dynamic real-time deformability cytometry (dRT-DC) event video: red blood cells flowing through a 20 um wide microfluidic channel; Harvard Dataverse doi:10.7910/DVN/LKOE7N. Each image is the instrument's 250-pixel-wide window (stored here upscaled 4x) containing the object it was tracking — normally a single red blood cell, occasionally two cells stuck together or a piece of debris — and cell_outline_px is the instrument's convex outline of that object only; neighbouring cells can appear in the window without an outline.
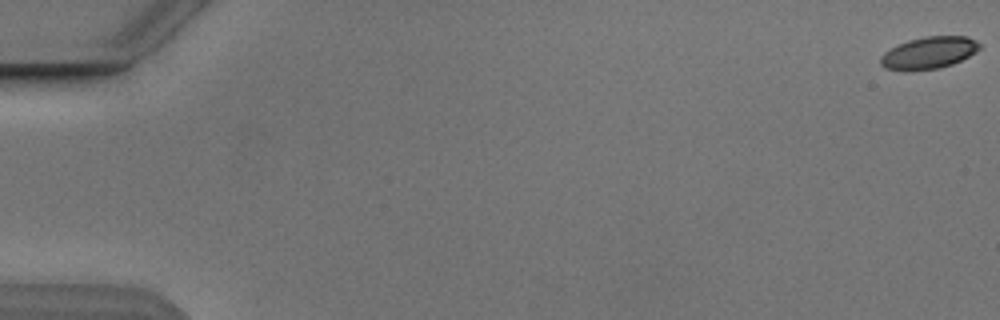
{"species": "Egyptian fruit bat (a non-hibernating species)", "species_latin": "Rousettus aegyptiacus", "temperature_condition": "cold", "stored_images_in_passage": 8, "camera_frame_rate_fps": 3000, "um_per_image_px": 0.085, "animal": {"sex": "male"}, "frame": {"image": 1, "passage_image": 1, "time_ms": 0.0, "image_size_px": [1000, 320], "cell_outline_px": [[980, 48], [976, 52], [952, 64], [940, 68], [908, 72], [904, 72], [884, 68], [880, 64], [880, 56], [884, 52], [908, 40], [924, 36], [968, 36], [980, 44]], "centroid_in_image_um": [78.91, 4.51], "position_along_channel_um": 6.1, "area_um2": 18.67}}
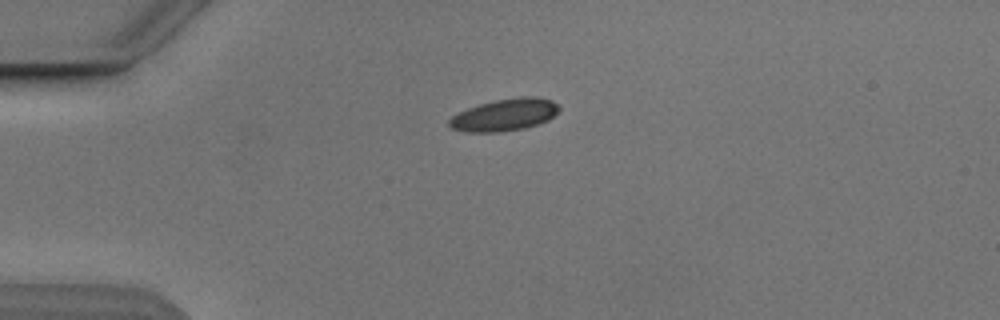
{"frame": {"image": 2, "passage_image": 5, "time_ms": 4.667, "image_size_px": [1000, 320], "cell_outline_px": [[560, 108], [548, 120], [524, 128], [500, 132], [464, 132], [452, 128], [448, 124], [448, 120], [452, 116], [468, 108], [480, 104], [496, 100], [520, 96], [536, 96], [552, 100]], "centroid_in_image_um": [42.87, 9.76], "position_along_channel_um": 42.1, "area_um2": 20.4}}
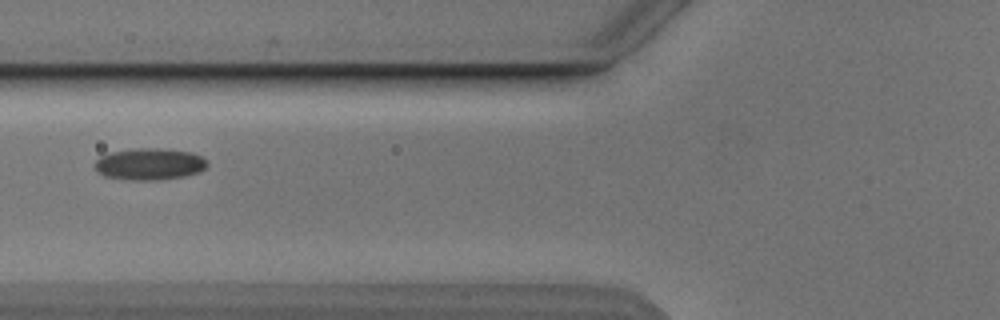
{"frame": {"image": 3, "passage_image": 7, "time_ms": 7.333, "image_size_px": [1000, 320], "cell_outline_px": [[208, 164], [200, 172], [184, 176], [156, 180], [132, 180], [104, 176], [96, 172], [92, 164], [100, 156], [108, 152], [136, 148], [156, 148], [192, 152], [208, 160]], "centroid_in_image_um": [12.66, 13.94], "position_along_channel_um": 113.1, "area_um2": 21.04}}